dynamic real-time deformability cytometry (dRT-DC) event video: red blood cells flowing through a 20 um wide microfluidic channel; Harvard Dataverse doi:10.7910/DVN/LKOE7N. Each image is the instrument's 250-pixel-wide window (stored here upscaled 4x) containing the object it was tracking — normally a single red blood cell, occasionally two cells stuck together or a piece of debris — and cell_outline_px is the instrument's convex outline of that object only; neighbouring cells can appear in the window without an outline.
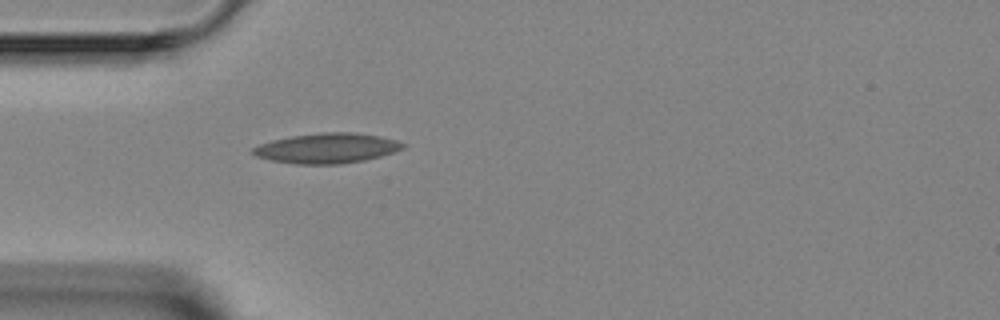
{"species": "Egyptian fruit bat (a non-hibernating species)", "species_latin": "Rousettus aegyptiacus", "temperature_condition": "room temperature", "stored_images_in_passage": 2, "camera_frame_rate_fps": 3000, "um_per_image_px": 0.085, "animal": {"sex": "female"}, "frame": {"image": 1, "passage_image": 2, "time_ms": 1.333, "image_size_px": [1000, 320], "cell_outline_px": [[404, 148], [380, 156], [364, 160], [340, 164], [296, 164], [272, 160], [256, 156], [252, 152], [252, 148], [260, 144], [272, 140], [292, 136], [324, 132], [352, 132], [376, 136], [396, 140], [404, 144]], "centroid_in_image_um": [27.76, 12.6], "position_along_channel_um": 57.2, "area_um2": 25.89}}